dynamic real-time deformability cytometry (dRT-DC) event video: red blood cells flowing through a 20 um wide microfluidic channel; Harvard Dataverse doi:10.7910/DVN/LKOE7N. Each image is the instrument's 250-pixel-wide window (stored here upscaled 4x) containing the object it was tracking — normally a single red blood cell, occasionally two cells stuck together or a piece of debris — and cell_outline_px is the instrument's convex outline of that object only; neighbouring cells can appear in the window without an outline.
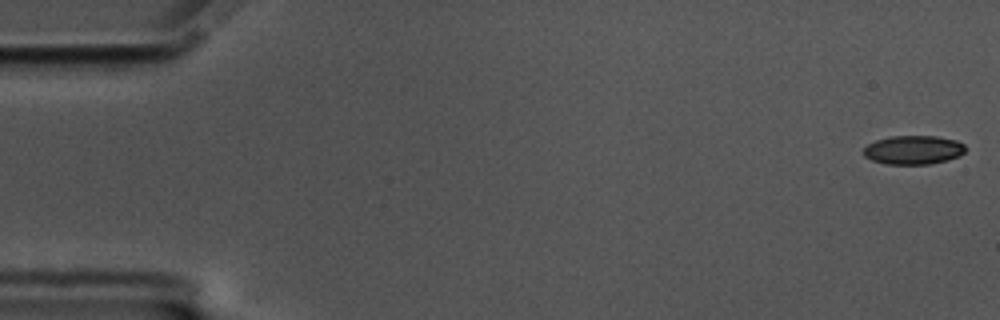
{"species": "common noctule bat (a hibernating species)", "species_latin": "Nyctalus noctula", "temperature_condition": "cold", "stored_images_in_passage": 58, "camera_frame_rate_fps": 3000, "um_per_image_px": 0.085, "animal": {"sex": "male", "body_mass_g": 17.5, "forearm_length_mm": 52.3}, "frame": {"image": 1, "passage_image": 1, "time_ms": 0.0, "image_size_px": [1000, 320], "cell_outline_px": [[964, 152], [948, 160], [928, 164], [884, 164], [872, 160], [864, 156], [864, 148], [868, 144], [876, 140], [892, 136], [936, 136], [956, 140], [964, 144]], "centroid_in_image_um": [77.61, 12.74], "position_along_channel_um": 7.4, "area_um2": 16.99}}
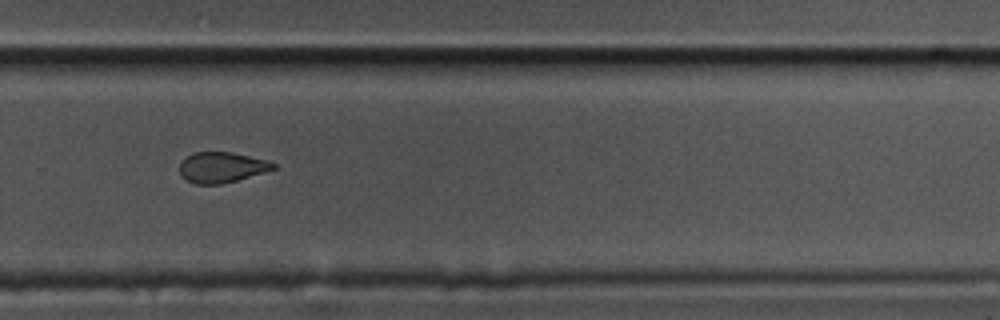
{"frame": {"image": 2, "passage_image": 39, "time_ms": 12.667, "image_size_px": [1000, 320], "cell_outline_px": [[276, 168], [264, 172], [236, 180], [220, 184], [196, 184], [188, 180], [180, 172], [180, 160], [196, 152], [232, 152], [268, 160], [276, 164]], "centroid_in_image_um": [18.86, 14.21], "position_along_channel_um": 310.9, "area_um2": 16.47}}
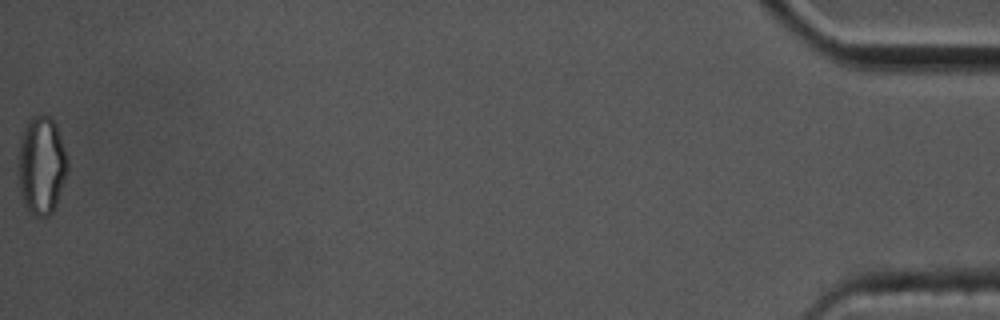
{"frame": {"image": 3, "passage_image": 58, "time_ms": 19.0, "image_size_px": [1000, 320], "cell_outline_px": [[68, 172], [56, 204], [52, 212], [48, 216], [36, 216], [24, 204], [20, 192], [16, 172], [20, 140], [24, 128], [28, 120], [32, 116], [52, 116], [56, 124], [68, 160]], "centroid_in_image_um": [3.51, 14.04], "position_along_channel_um": 431.7, "area_um2": 28.5}, "authors_computed_cell_mechanics": {"area_um2": 18.1781, "velocity_mm_per_s": 3.485, "shape_relaxation_time_tau1_ms": 6.8111, "shape_relaxation_time_tau2_ms": 3.2676, "deformation_change_tau1": 0.1251, "deformation_change_tau2": 0.0762}}